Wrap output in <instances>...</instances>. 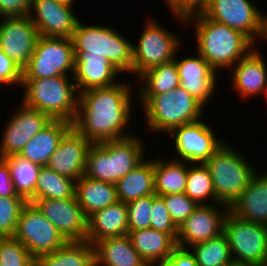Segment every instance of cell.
I'll list each match as a JSON object with an SVG mask.
<instances>
[{
	"instance_id": "obj_18",
	"label": "cell",
	"mask_w": 267,
	"mask_h": 266,
	"mask_svg": "<svg viewBox=\"0 0 267 266\" xmlns=\"http://www.w3.org/2000/svg\"><path fill=\"white\" fill-rule=\"evenodd\" d=\"M91 144L72 127L60 140L47 166L56 173L77 181L84 176Z\"/></svg>"
},
{
	"instance_id": "obj_5",
	"label": "cell",
	"mask_w": 267,
	"mask_h": 266,
	"mask_svg": "<svg viewBox=\"0 0 267 266\" xmlns=\"http://www.w3.org/2000/svg\"><path fill=\"white\" fill-rule=\"evenodd\" d=\"M71 39L75 55L103 56L121 73H133V44L113 28L79 20Z\"/></svg>"
},
{
	"instance_id": "obj_28",
	"label": "cell",
	"mask_w": 267,
	"mask_h": 266,
	"mask_svg": "<svg viewBox=\"0 0 267 266\" xmlns=\"http://www.w3.org/2000/svg\"><path fill=\"white\" fill-rule=\"evenodd\" d=\"M117 199L128 203L155 194L154 159L145 160L116 183Z\"/></svg>"
},
{
	"instance_id": "obj_46",
	"label": "cell",
	"mask_w": 267,
	"mask_h": 266,
	"mask_svg": "<svg viewBox=\"0 0 267 266\" xmlns=\"http://www.w3.org/2000/svg\"><path fill=\"white\" fill-rule=\"evenodd\" d=\"M0 197L18 196L7 161L0 157Z\"/></svg>"
},
{
	"instance_id": "obj_39",
	"label": "cell",
	"mask_w": 267,
	"mask_h": 266,
	"mask_svg": "<svg viewBox=\"0 0 267 266\" xmlns=\"http://www.w3.org/2000/svg\"><path fill=\"white\" fill-rule=\"evenodd\" d=\"M35 258L15 237L0 238V266H29Z\"/></svg>"
},
{
	"instance_id": "obj_26",
	"label": "cell",
	"mask_w": 267,
	"mask_h": 266,
	"mask_svg": "<svg viewBox=\"0 0 267 266\" xmlns=\"http://www.w3.org/2000/svg\"><path fill=\"white\" fill-rule=\"evenodd\" d=\"M127 235L149 266L166 260L177 247L176 241L169 234L153 228L129 231Z\"/></svg>"
},
{
	"instance_id": "obj_16",
	"label": "cell",
	"mask_w": 267,
	"mask_h": 266,
	"mask_svg": "<svg viewBox=\"0 0 267 266\" xmlns=\"http://www.w3.org/2000/svg\"><path fill=\"white\" fill-rule=\"evenodd\" d=\"M19 110L10 117L1 138L0 157L19 154L22 148L41 131L51 119L23 102Z\"/></svg>"
},
{
	"instance_id": "obj_44",
	"label": "cell",
	"mask_w": 267,
	"mask_h": 266,
	"mask_svg": "<svg viewBox=\"0 0 267 266\" xmlns=\"http://www.w3.org/2000/svg\"><path fill=\"white\" fill-rule=\"evenodd\" d=\"M32 0H0V17L26 16L30 12Z\"/></svg>"
},
{
	"instance_id": "obj_12",
	"label": "cell",
	"mask_w": 267,
	"mask_h": 266,
	"mask_svg": "<svg viewBox=\"0 0 267 266\" xmlns=\"http://www.w3.org/2000/svg\"><path fill=\"white\" fill-rule=\"evenodd\" d=\"M249 0H208L201 13L244 34L252 48L258 33L260 9Z\"/></svg>"
},
{
	"instance_id": "obj_27",
	"label": "cell",
	"mask_w": 267,
	"mask_h": 266,
	"mask_svg": "<svg viewBox=\"0 0 267 266\" xmlns=\"http://www.w3.org/2000/svg\"><path fill=\"white\" fill-rule=\"evenodd\" d=\"M75 196L87 218L118 201L116 185L86 176L76 181Z\"/></svg>"
},
{
	"instance_id": "obj_48",
	"label": "cell",
	"mask_w": 267,
	"mask_h": 266,
	"mask_svg": "<svg viewBox=\"0 0 267 266\" xmlns=\"http://www.w3.org/2000/svg\"><path fill=\"white\" fill-rule=\"evenodd\" d=\"M226 266H252V265L247 264V263H241V262L232 261Z\"/></svg>"
},
{
	"instance_id": "obj_23",
	"label": "cell",
	"mask_w": 267,
	"mask_h": 266,
	"mask_svg": "<svg viewBox=\"0 0 267 266\" xmlns=\"http://www.w3.org/2000/svg\"><path fill=\"white\" fill-rule=\"evenodd\" d=\"M229 211L242 220L267 225V173L257 172Z\"/></svg>"
},
{
	"instance_id": "obj_24",
	"label": "cell",
	"mask_w": 267,
	"mask_h": 266,
	"mask_svg": "<svg viewBox=\"0 0 267 266\" xmlns=\"http://www.w3.org/2000/svg\"><path fill=\"white\" fill-rule=\"evenodd\" d=\"M72 128L65 120H51L20 151V155L41 167L47 166L63 136Z\"/></svg>"
},
{
	"instance_id": "obj_50",
	"label": "cell",
	"mask_w": 267,
	"mask_h": 266,
	"mask_svg": "<svg viewBox=\"0 0 267 266\" xmlns=\"http://www.w3.org/2000/svg\"><path fill=\"white\" fill-rule=\"evenodd\" d=\"M29 266H43L38 259H35Z\"/></svg>"
},
{
	"instance_id": "obj_41",
	"label": "cell",
	"mask_w": 267,
	"mask_h": 266,
	"mask_svg": "<svg viewBox=\"0 0 267 266\" xmlns=\"http://www.w3.org/2000/svg\"><path fill=\"white\" fill-rule=\"evenodd\" d=\"M174 224L179 228L182 223L193 213L198 204L191 200L185 193L168 194L161 196Z\"/></svg>"
},
{
	"instance_id": "obj_40",
	"label": "cell",
	"mask_w": 267,
	"mask_h": 266,
	"mask_svg": "<svg viewBox=\"0 0 267 266\" xmlns=\"http://www.w3.org/2000/svg\"><path fill=\"white\" fill-rule=\"evenodd\" d=\"M153 195L141 197L127 203L129 231L151 228Z\"/></svg>"
},
{
	"instance_id": "obj_17",
	"label": "cell",
	"mask_w": 267,
	"mask_h": 266,
	"mask_svg": "<svg viewBox=\"0 0 267 266\" xmlns=\"http://www.w3.org/2000/svg\"><path fill=\"white\" fill-rule=\"evenodd\" d=\"M72 7L54 0H32L28 16L39 35L71 38L79 21Z\"/></svg>"
},
{
	"instance_id": "obj_47",
	"label": "cell",
	"mask_w": 267,
	"mask_h": 266,
	"mask_svg": "<svg viewBox=\"0 0 267 266\" xmlns=\"http://www.w3.org/2000/svg\"><path fill=\"white\" fill-rule=\"evenodd\" d=\"M264 15V13H260L258 33L256 39L258 38V36H260L267 40V16Z\"/></svg>"
},
{
	"instance_id": "obj_33",
	"label": "cell",
	"mask_w": 267,
	"mask_h": 266,
	"mask_svg": "<svg viewBox=\"0 0 267 266\" xmlns=\"http://www.w3.org/2000/svg\"><path fill=\"white\" fill-rule=\"evenodd\" d=\"M141 78V79H140ZM139 95H157L174 90L180 85L175 60L155 66L139 76Z\"/></svg>"
},
{
	"instance_id": "obj_14",
	"label": "cell",
	"mask_w": 267,
	"mask_h": 266,
	"mask_svg": "<svg viewBox=\"0 0 267 266\" xmlns=\"http://www.w3.org/2000/svg\"><path fill=\"white\" fill-rule=\"evenodd\" d=\"M0 19V48L23 70L40 36L38 30L28 15Z\"/></svg>"
},
{
	"instance_id": "obj_8",
	"label": "cell",
	"mask_w": 267,
	"mask_h": 266,
	"mask_svg": "<svg viewBox=\"0 0 267 266\" xmlns=\"http://www.w3.org/2000/svg\"><path fill=\"white\" fill-rule=\"evenodd\" d=\"M223 233L228 238L233 261L267 266V225L242 220L229 211Z\"/></svg>"
},
{
	"instance_id": "obj_11",
	"label": "cell",
	"mask_w": 267,
	"mask_h": 266,
	"mask_svg": "<svg viewBox=\"0 0 267 266\" xmlns=\"http://www.w3.org/2000/svg\"><path fill=\"white\" fill-rule=\"evenodd\" d=\"M228 212L229 206L222 203L198 205L178 228L177 246L187 248L218 237L223 233Z\"/></svg>"
},
{
	"instance_id": "obj_32",
	"label": "cell",
	"mask_w": 267,
	"mask_h": 266,
	"mask_svg": "<svg viewBox=\"0 0 267 266\" xmlns=\"http://www.w3.org/2000/svg\"><path fill=\"white\" fill-rule=\"evenodd\" d=\"M3 158L9 165L18 196L32 203L41 166L32 163L20 154H12Z\"/></svg>"
},
{
	"instance_id": "obj_22",
	"label": "cell",
	"mask_w": 267,
	"mask_h": 266,
	"mask_svg": "<svg viewBox=\"0 0 267 266\" xmlns=\"http://www.w3.org/2000/svg\"><path fill=\"white\" fill-rule=\"evenodd\" d=\"M128 232L127 203L117 201L88 217L86 241L94 245L99 240L124 236Z\"/></svg>"
},
{
	"instance_id": "obj_49",
	"label": "cell",
	"mask_w": 267,
	"mask_h": 266,
	"mask_svg": "<svg viewBox=\"0 0 267 266\" xmlns=\"http://www.w3.org/2000/svg\"><path fill=\"white\" fill-rule=\"evenodd\" d=\"M54 1H58L67 5H74L73 3L75 2L74 0H54Z\"/></svg>"
},
{
	"instance_id": "obj_10",
	"label": "cell",
	"mask_w": 267,
	"mask_h": 266,
	"mask_svg": "<svg viewBox=\"0 0 267 266\" xmlns=\"http://www.w3.org/2000/svg\"><path fill=\"white\" fill-rule=\"evenodd\" d=\"M14 237L29 250L35 259L58 250L68 242L30 202H27L20 212Z\"/></svg>"
},
{
	"instance_id": "obj_13",
	"label": "cell",
	"mask_w": 267,
	"mask_h": 266,
	"mask_svg": "<svg viewBox=\"0 0 267 266\" xmlns=\"http://www.w3.org/2000/svg\"><path fill=\"white\" fill-rule=\"evenodd\" d=\"M211 128L199 120L178 126L168 135H173L175 150L183 161L204 163L224 143L216 138Z\"/></svg>"
},
{
	"instance_id": "obj_34",
	"label": "cell",
	"mask_w": 267,
	"mask_h": 266,
	"mask_svg": "<svg viewBox=\"0 0 267 266\" xmlns=\"http://www.w3.org/2000/svg\"><path fill=\"white\" fill-rule=\"evenodd\" d=\"M84 176L114 184L113 140L91 144Z\"/></svg>"
},
{
	"instance_id": "obj_20",
	"label": "cell",
	"mask_w": 267,
	"mask_h": 266,
	"mask_svg": "<svg viewBox=\"0 0 267 266\" xmlns=\"http://www.w3.org/2000/svg\"><path fill=\"white\" fill-rule=\"evenodd\" d=\"M121 73L107 58L98 55H75L73 80L77 92L107 87L118 83Z\"/></svg>"
},
{
	"instance_id": "obj_2",
	"label": "cell",
	"mask_w": 267,
	"mask_h": 266,
	"mask_svg": "<svg viewBox=\"0 0 267 266\" xmlns=\"http://www.w3.org/2000/svg\"><path fill=\"white\" fill-rule=\"evenodd\" d=\"M189 21L195 23L197 53L216 72L225 68L232 70L252 49V42L244 34L204 16L201 12L187 16L185 22Z\"/></svg>"
},
{
	"instance_id": "obj_31",
	"label": "cell",
	"mask_w": 267,
	"mask_h": 266,
	"mask_svg": "<svg viewBox=\"0 0 267 266\" xmlns=\"http://www.w3.org/2000/svg\"><path fill=\"white\" fill-rule=\"evenodd\" d=\"M139 136L113 140L114 185L144 160V147Z\"/></svg>"
},
{
	"instance_id": "obj_6",
	"label": "cell",
	"mask_w": 267,
	"mask_h": 266,
	"mask_svg": "<svg viewBox=\"0 0 267 266\" xmlns=\"http://www.w3.org/2000/svg\"><path fill=\"white\" fill-rule=\"evenodd\" d=\"M224 142L204 164L208 167L216 199L231 206L256 175L255 167Z\"/></svg>"
},
{
	"instance_id": "obj_1",
	"label": "cell",
	"mask_w": 267,
	"mask_h": 266,
	"mask_svg": "<svg viewBox=\"0 0 267 266\" xmlns=\"http://www.w3.org/2000/svg\"><path fill=\"white\" fill-rule=\"evenodd\" d=\"M131 85L125 81L79 93L72 127L91 143L120 139L131 118ZM124 130V132H123Z\"/></svg>"
},
{
	"instance_id": "obj_3",
	"label": "cell",
	"mask_w": 267,
	"mask_h": 266,
	"mask_svg": "<svg viewBox=\"0 0 267 266\" xmlns=\"http://www.w3.org/2000/svg\"><path fill=\"white\" fill-rule=\"evenodd\" d=\"M69 76L22 79L25 93L21 102L46 114L51 120L73 123L78 108L79 93ZM76 91V92H75Z\"/></svg>"
},
{
	"instance_id": "obj_21",
	"label": "cell",
	"mask_w": 267,
	"mask_h": 266,
	"mask_svg": "<svg viewBox=\"0 0 267 266\" xmlns=\"http://www.w3.org/2000/svg\"><path fill=\"white\" fill-rule=\"evenodd\" d=\"M256 49H251L232 67V85L242 98L266 94L267 66Z\"/></svg>"
},
{
	"instance_id": "obj_25",
	"label": "cell",
	"mask_w": 267,
	"mask_h": 266,
	"mask_svg": "<svg viewBox=\"0 0 267 266\" xmlns=\"http://www.w3.org/2000/svg\"><path fill=\"white\" fill-rule=\"evenodd\" d=\"M93 246L95 266H149L128 235L105 238Z\"/></svg>"
},
{
	"instance_id": "obj_38",
	"label": "cell",
	"mask_w": 267,
	"mask_h": 266,
	"mask_svg": "<svg viewBox=\"0 0 267 266\" xmlns=\"http://www.w3.org/2000/svg\"><path fill=\"white\" fill-rule=\"evenodd\" d=\"M26 203L22 197H0V237H14Z\"/></svg>"
},
{
	"instance_id": "obj_35",
	"label": "cell",
	"mask_w": 267,
	"mask_h": 266,
	"mask_svg": "<svg viewBox=\"0 0 267 266\" xmlns=\"http://www.w3.org/2000/svg\"><path fill=\"white\" fill-rule=\"evenodd\" d=\"M75 183V180L43 166L37 179L34 200L72 198L75 196Z\"/></svg>"
},
{
	"instance_id": "obj_19",
	"label": "cell",
	"mask_w": 267,
	"mask_h": 266,
	"mask_svg": "<svg viewBox=\"0 0 267 266\" xmlns=\"http://www.w3.org/2000/svg\"><path fill=\"white\" fill-rule=\"evenodd\" d=\"M198 57H187L177 60L175 63L180 78V86L189 94L198 100L203 106H206L211 95L215 92L216 71L212 66L199 54Z\"/></svg>"
},
{
	"instance_id": "obj_15",
	"label": "cell",
	"mask_w": 267,
	"mask_h": 266,
	"mask_svg": "<svg viewBox=\"0 0 267 266\" xmlns=\"http://www.w3.org/2000/svg\"><path fill=\"white\" fill-rule=\"evenodd\" d=\"M32 203L68 242L86 241L88 218L76 196L66 199H37Z\"/></svg>"
},
{
	"instance_id": "obj_36",
	"label": "cell",
	"mask_w": 267,
	"mask_h": 266,
	"mask_svg": "<svg viewBox=\"0 0 267 266\" xmlns=\"http://www.w3.org/2000/svg\"><path fill=\"white\" fill-rule=\"evenodd\" d=\"M190 165L192 164L188 167L185 194L198 205L208 204L204 203L208 200H210L209 204L211 201L212 204L220 203L216 199L208 167L204 163Z\"/></svg>"
},
{
	"instance_id": "obj_9",
	"label": "cell",
	"mask_w": 267,
	"mask_h": 266,
	"mask_svg": "<svg viewBox=\"0 0 267 266\" xmlns=\"http://www.w3.org/2000/svg\"><path fill=\"white\" fill-rule=\"evenodd\" d=\"M147 22L138 45H132L133 73L138 77L155 66L174 60L182 45L179 37L160 23L152 19Z\"/></svg>"
},
{
	"instance_id": "obj_45",
	"label": "cell",
	"mask_w": 267,
	"mask_h": 266,
	"mask_svg": "<svg viewBox=\"0 0 267 266\" xmlns=\"http://www.w3.org/2000/svg\"><path fill=\"white\" fill-rule=\"evenodd\" d=\"M188 248L176 247L172 254L164 261L158 262L157 266H198L194 254Z\"/></svg>"
},
{
	"instance_id": "obj_30",
	"label": "cell",
	"mask_w": 267,
	"mask_h": 266,
	"mask_svg": "<svg viewBox=\"0 0 267 266\" xmlns=\"http://www.w3.org/2000/svg\"><path fill=\"white\" fill-rule=\"evenodd\" d=\"M38 260L43 266H95L94 246L88 241H69Z\"/></svg>"
},
{
	"instance_id": "obj_42",
	"label": "cell",
	"mask_w": 267,
	"mask_h": 266,
	"mask_svg": "<svg viewBox=\"0 0 267 266\" xmlns=\"http://www.w3.org/2000/svg\"><path fill=\"white\" fill-rule=\"evenodd\" d=\"M151 228L169 234L175 241L178 238V228L172 221L163 198L156 194H153Z\"/></svg>"
},
{
	"instance_id": "obj_4",
	"label": "cell",
	"mask_w": 267,
	"mask_h": 266,
	"mask_svg": "<svg viewBox=\"0 0 267 266\" xmlns=\"http://www.w3.org/2000/svg\"><path fill=\"white\" fill-rule=\"evenodd\" d=\"M146 114V125L153 132H165L201 120L205 108L180 85L157 95H139Z\"/></svg>"
},
{
	"instance_id": "obj_37",
	"label": "cell",
	"mask_w": 267,
	"mask_h": 266,
	"mask_svg": "<svg viewBox=\"0 0 267 266\" xmlns=\"http://www.w3.org/2000/svg\"><path fill=\"white\" fill-rule=\"evenodd\" d=\"M198 266H226L233 261L229 241L222 233L218 237L191 246Z\"/></svg>"
},
{
	"instance_id": "obj_29",
	"label": "cell",
	"mask_w": 267,
	"mask_h": 266,
	"mask_svg": "<svg viewBox=\"0 0 267 266\" xmlns=\"http://www.w3.org/2000/svg\"><path fill=\"white\" fill-rule=\"evenodd\" d=\"M189 164L179 159H154L155 194L159 196L185 193Z\"/></svg>"
},
{
	"instance_id": "obj_43",
	"label": "cell",
	"mask_w": 267,
	"mask_h": 266,
	"mask_svg": "<svg viewBox=\"0 0 267 266\" xmlns=\"http://www.w3.org/2000/svg\"><path fill=\"white\" fill-rule=\"evenodd\" d=\"M0 84L22 85V69L0 48Z\"/></svg>"
},
{
	"instance_id": "obj_7",
	"label": "cell",
	"mask_w": 267,
	"mask_h": 266,
	"mask_svg": "<svg viewBox=\"0 0 267 266\" xmlns=\"http://www.w3.org/2000/svg\"><path fill=\"white\" fill-rule=\"evenodd\" d=\"M75 53L71 38L40 35L22 79L68 76L74 73Z\"/></svg>"
}]
</instances>
